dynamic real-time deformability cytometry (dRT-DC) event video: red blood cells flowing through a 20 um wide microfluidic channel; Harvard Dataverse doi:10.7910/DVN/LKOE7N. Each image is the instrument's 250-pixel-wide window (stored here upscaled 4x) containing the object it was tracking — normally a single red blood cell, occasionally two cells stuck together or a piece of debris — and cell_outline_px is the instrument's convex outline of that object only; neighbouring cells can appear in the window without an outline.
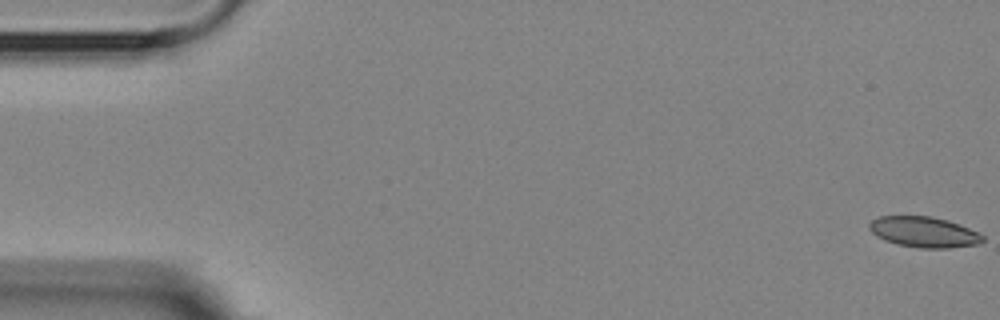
{"species": "Egyptian fruit bat (a non-hibernating species)", "species_latin": "Rousettus aegyptiacus", "temperature_condition": "room temperature", "stored_images_in_passage": 6, "camera_frame_rate_fps": 3000, "um_per_image_px": 0.085, "animal": {"sex": "female"}, "frame": {"image": 1, "passage_image": 1, "time_ms": 0.0, "image_size_px": [1000, 320], "cell_outline_px": [[984, 240], [980, 244], [948, 248], [920, 248], [896, 244], [884, 240], [876, 236], [868, 228], [868, 224], [872, 220], [880, 216], [932, 216], [948, 220], [968, 228], [984, 236]], "centroid_in_image_um": [78.51, 19.72], "position_along_channel_um": 6.5, "area_um2": 20.29}}
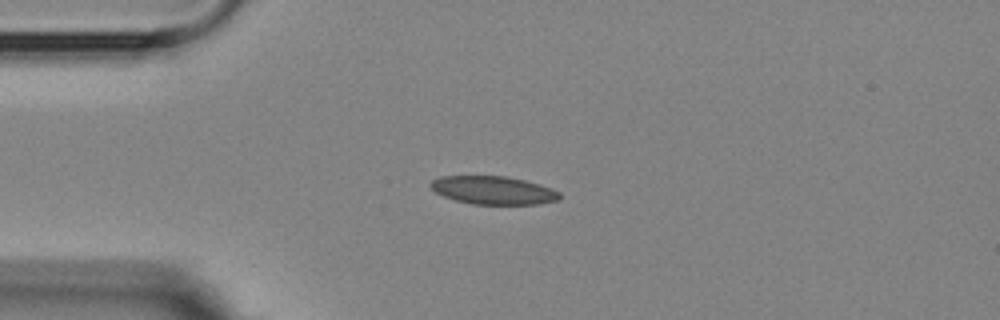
{"frame": {"image": 2, "passage_image": 5, "time_ms": 4.333, "image_size_px": [1000, 320], "cell_outline_px": [[560, 200], [540, 204], [472, 204], [456, 200], [444, 196], [436, 192], [428, 184], [432, 180], [440, 176], [504, 176], [524, 180], [540, 184], [560, 192]], "centroid_in_image_um": [41.94, 16.17], "position_along_channel_um": 43.1, "area_um2": 21.15}}